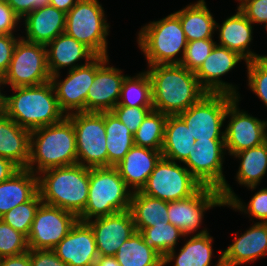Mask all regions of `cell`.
Masks as SVG:
<instances>
[{"label":"cell","mask_w":267,"mask_h":266,"mask_svg":"<svg viewBox=\"0 0 267 266\" xmlns=\"http://www.w3.org/2000/svg\"><path fill=\"white\" fill-rule=\"evenodd\" d=\"M108 167L116 166L134 146V135L111 111L105 112Z\"/></svg>","instance_id":"obj_33"},{"label":"cell","mask_w":267,"mask_h":266,"mask_svg":"<svg viewBox=\"0 0 267 266\" xmlns=\"http://www.w3.org/2000/svg\"><path fill=\"white\" fill-rule=\"evenodd\" d=\"M29 251L27 237L0 219V258Z\"/></svg>","instance_id":"obj_39"},{"label":"cell","mask_w":267,"mask_h":266,"mask_svg":"<svg viewBox=\"0 0 267 266\" xmlns=\"http://www.w3.org/2000/svg\"><path fill=\"white\" fill-rule=\"evenodd\" d=\"M26 37L24 40L47 45L65 32L66 13L53 6L35 9L24 17Z\"/></svg>","instance_id":"obj_25"},{"label":"cell","mask_w":267,"mask_h":266,"mask_svg":"<svg viewBox=\"0 0 267 266\" xmlns=\"http://www.w3.org/2000/svg\"><path fill=\"white\" fill-rule=\"evenodd\" d=\"M235 96L225 93H207L179 116L185 121L194 140L224 141L221 131L226 111Z\"/></svg>","instance_id":"obj_9"},{"label":"cell","mask_w":267,"mask_h":266,"mask_svg":"<svg viewBox=\"0 0 267 266\" xmlns=\"http://www.w3.org/2000/svg\"><path fill=\"white\" fill-rule=\"evenodd\" d=\"M168 115L152 110L134 135V145L161 151Z\"/></svg>","instance_id":"obj_36"},{"label":"cell","mask_w":267,"mask_h":266,"mask_svg":"<svg viewBox=\"0 0 267 266\" xmlns=\"http://www.w3.org/2000/svg\"><path fill=\"white\" fill-rule=\"evenodd\" d=\"M12 91L13 95H4V113L23 128L31 131L56 124L66 117L51 81L37 86L14 87Z\"/></svg>","instance_id":"obj_2"},{"label":"cell","mask_w":267,"mask_h":266,"mask_svg":"<svg viewBox=\"0 0 267 266\" xmlns=\"http://www.w3.org/2000/svg\"><path fill=\"white\" fill-rule=\"evenodd\" d=\"M46 47L47 66L51 76L61 73L59 72L61 68L70 67L68 70H72L89 63L96 57L87 46L65 32L49 42ZM82 59H85V64H76Z\"/></svg>","instance_id":"obj_24"},{"label":"cell","mask_w":267,"mask_h":266,"mask_svg":"<svg viewBox=\"0 0 267 266\" xmlns=\"http://www.w3.org/2000/svg\"><path fill=\"white\" fill-rule=\"evenodd\" d=\"M20 168L11 160L0 157V183L9 179Z\"/></svg>","instance_id":"obj_50"},{"label":"cell","mask_w":267,"mask_h":266,"mask_svg":"<svg viewBox=\"0 0 267 266\" xmlns=\"http://www.w3.org/2000/svg\"><path fill=\"white\" fill-rule=\"evenodd\" d=\"M153 110L166 115H179L197 103L207 92L198 82L195 72L180 64L148 66Z\"/></svg>","instance_id":"obj_1"},{"label":"cell","mask_w":267,"mask_h":266,"mask_svg":"<svg viewBox=\"0 0 267 266\" xmlns=\"http://www.w3.org/2000/svg\"><path fill=\"white\" fill-rule=\"evenodd\" d=\"M132 190L115 167L90 168L88 201L79 221L129 210Z\"/></svg>","instance_id":"obj_5"},{"label":"cell","mask_w":267,"mask_h":266,"mask_svg":"<svg viewBox=\"0 0 267 266\" xmlns=\"http://www.w3.org/2000/svg\"><path fill=\"white\" fill-rule=\"evenodd\" d=\"M117 105L129 107L153 106L151 81L146 71L134 77L126 75L121 86V95Z\"/></svg>","instance_id":"obj_35"},{"label":"cell","mask_w":267,"mask_h":266,"mask_svg":"<svg viewBox=\"0 0 267 266\" xmlns=\"http://www.w3.org/2000/svg\"><path fill=\"white\" fill-rule=\"evenodd\" d=\"M195 144L185 121L179 115H168L161 150L163 158L184 163L196 150Z\"/></svg>","instance_id":"obj_29"},{"label":"cell","mask_w":267,"mask_h":266,"mask_svg":"<svg viewBox=\"0 0 267 266\" xmlns=\"http://www.w3.org/2000/svg\"><path fill=\"white\" fill-rule=\"evenodd\" d=\"M89 175L90 168L80 164L40 172L37 175L38 192L42 203L79 217L88 201Z\"/></svg>","instance_id":"obj_4"},{"label":"cell","mask_w":267,"mask_h":266,"mask_svg":"<svg viewBox=\"0 0 267 266\" xmlns=\"http://www.w3.org/2000/svg\"><path fill=\"white\" fill-rule=\"evenodd\" d=\"M75 164H77L75 131L67 117L56 124L31 130L29 161L26 169L38 175L50 168Z\"/></svg>","instance_id":"obj_3"},{"label":"cell","mask_w":267,"mask_h":266,"mask_svg":"<svg viewBox=\"0 0 267 266\" xmlns=\"http://www.w3.org/2000/svg\"><path fill=\"white\" fill-rule=\"evenodd\" d=\"M30 133L5 113L0 114V157L11 160L19 168H27Z\"/></svg>","instance_id":"obj_26"},{"label":"cell","mask_w":267,"mask_h":266,"mask_svg":"<svg viewBox=\"0 0 267 266\" xmlns=\"http://www.w3.org/2000/svg\"><path fill=\"white\" fill-rule=\"evenodd\" d=\"M66 117L74 126L77 164L87 168L108 167L105 112H75Z\"/></svg>","instance_id":"obj_8"},{"label":"cell","mask_w":267,"mask_h":266,"mask_svg":"<svg viewBox=\"0 0 267 266\" xmlns=\"http://www.w3.org/2000/svg\"><path fill=\"white\" fill-rule=\"evenodd\" d=\"M196 150L189 154L185 167L201 186L220 190L226 204L234 195L223 174L224 141H196ZM225 151V152H224Z\"/></svg>","instance_id":"obj_11"},{"label":"cell","mask_w":267,"mask_h":266,"mask_svg":"<svg viewBox=\"0 0 267 266\" xmlns=\"http://www.w3.org/2000/svg\"><path fill=\"white\" fill-rule=\"evenodd\" d=\"M162 157L161 151L134 145L124 159L114 167L132 192H136L146 184Z\"/></svg>","instance_id":"obj_22"},{"label":"cell","mask_w":267,"mask_h":266,"mask_svg":"<svg viewBox=\"0 0 267 266\" xmlns=\"http://www.w3.org/2000/svg\"><path fill=\"white\" fill-rule=\"evenodd\" d=\"M78 217L61 208L41 203L27 237L30 250H53L70 232Z\"/></svg>","instance_id":"obj_13"},{"label":"cell","mask_w":267,"mask_h":266,"mask_svg":"<svg viewBox=\"0 0 267 266\" xmlns=\"http://www.w3.org/2000/svg\"><path fill=\"white\" fill-rule=\"evenodd\" d=\"M239 100L240 97H235L230 102L225 116L229 117V123L224 130V142L231 156L267 141V121L240 110Z\"/></svg>","instance_id":"obj_14"},{"label":"cell","mask_w":267,"mask_h":266,"mask_svg":"<svg viewBox=\"0 0 267 266\" xmlns=\"http://www.w3.org/2000/svg\"><path fill=\"white\" fill-rule=\"evenodd\" d=\"M200 187L185 165L162 157L140 192L171 202L192 196Z\"/></svg>","instance_id":"obj_12"},{"label":"cell","mask_w":267,"mask_h":266,"mask_svg":"<svg viewBox=\"0 0 267 266\" xmlns=\"http://www.w3.org/2000/svg\"><path fill=\"white\" fill-rule=\"evenodd\" d=\"M20 20L6 0H0V34H14Z\"/></svg>","instance_id":"obj_46"},{"label":"cell","mask_w":267,"mask_h":266,"mask_svg":"<svg viewBox=\"0 0 267 266\" xmlns=\"http://www.w3.org/2000/svg\"><path fill=\"white\" fill-rule=\"evenodd\" d=\"M245 64L249 88L267 107V58L254 59Z\"/></svg>","instance_id":"obj_41"},{"label":"cell","mask_w":267,"mask_h":266,"mask_svg":"<svg viewBox=\"0 0 267 266\" xmlns=\"http://www.w3.org/2000/svg\"><path fill=\"white\" fill-rule=\"evenodd\" d=\"M153 110V106L129 107L116 105L111 112L134 134L145 117Z\"/></svg>","instance_id":"obj_43"},{"label":"cell","mask_w":267,"mask_h":266,"mask_svg":"<svg viewBox=\"0 0 267 266\" xmlns=\"http://www.w3.org/2000/svg\"><path fill=\"white\" fill-rule=\"evenodd\" d=\"M53 251L68 266H94L99 256L91 226L79 220Z\"/></svg>","instance_id":"obj_19"},{"label":"cell","mask_w":267,"mask_h":266,"mask_svg":"<svg viewBox=\"0 0 267 266\" xmlns=\"http://www.w3.org/2000/svg\"><path fill=\"white\" fill-rule=\"evenodd\" d=\"M114 257L121 266H163V258L144 243L137 231L123 242Z\"/></svg>","instance_id":"obj_34"},{"label":"cell","mask_w":267,"mask_h":266,"mask_svg":"<svg viewBox=\"0 0 267 266\" xmlns=\"http://www.w3.org/2000/svg\"><path fill=\"white\" fill-rule=\"evenodd\" d=\"M137 39L148 66L180 64L187 46L180 19L175 13L141 27ZM180 53L182 56L176 58Z\"/></svg>","instance_id":"obj_6"},{"label":"cell","mask_w":267,"mask_h":266,"mask_svg":"<svg viewBox=\"0 0 267 266\" xmlns=\"http://www.w3.org/2000/svg\"><path fill=\"white\" fill-rule=\"evenodd\" d=\"M129 211L137 232L159 222H169L168 201L147 196L140 191L133 192Z\"/></svg>","instance_id":"obj_31"},{"label":"cell","mask_w":267,"mask_h":266,"mask_svg":"<svg viewBox=\"0 0 267 266\" xmlns=\"http://www.w3.org/2000/svg\"><path fill=\"white\" fill-rule=\"evenodd\" d=\"M38 192V176L20 168L0 183V218L19 204L29 201Z\"/></svg>","instance_id":"obj_28"},{"label":"cell","mask_w":267,"mask_h":266,"mask_svg":"<svg viewBox=\"0 0 267 266\" xmlns=\"http://www.w3.org/2000/svg\"><path fill=\"white\" fill-rule=\"evenodd\" d=\"M31 266H68L53 250H30Z\"/></svg>","instance_id":"obj_47"},{"label":"cell","mask_w":267,"mask_h":266,"mask_svg":"<svg viewBox=\"0 0 267 266\" xmlns=\"http://www.w3.org/2000/svg\"><path fill=\"white\" fill-rule=\"evenodd\" d=\"M0 266H31L30 249L19 255L0 258Z\"/></svg>","instance_id":"obj_49"},{"label":"cell","mask_w":267,"mask_h":266,"mask_svg":"<svg viewBox=\"0 0 267 266\" xmlns=\"http://www.w3.org/2000/svg\"><path fill=\"white\" fill-rule=\"evenodd\" d=\"M238 8L252 23L267 24V0H238Z\"/></svg>","instance_id":"obj_44"},{"label":"cell","mask_w":267,"mask_h":266,"mask_svg":"<svg viewBox=\"0 0 267 266\" xmlns=\"http://www.w3.org/2000/svg\"><path fill=\"white\" fill-rule=\"evenodd\" d=\"M46 45L33 43L20 37L15 46L3 85L11 88L37 86L49 82L51 75L47 66Z\"/></svg>","instance_id":"obj_10"},{"label":"cell","mask_w":267,"mask_h":266,"mask_svg":"<svg viewBox=\"0 0 267 266\" xmlns=\"http://www.w3.org/2000/svg\"><path fill=\"white\" fill-rule=\"evenodd\" d=\"M216 31L219 32L220 40L216 44L237 52L245 59V62L267 58V55H258L250 50L253 25L238 7L236 14L224 20L221 27L216 22Z\"/></svg>","instance_id":"obj_23"},{"label":"cell","mask_w":267,"mask_h":266,"mask_svg":"<svg viewBox=\"0 0 267 266\" xmlns=\"http://www.w3.org/2000/svg\"><path fill=\"white\" fill-rule=\"evenodd\" d=\"M223 266L254 262L267 254V222L254 223L245 233L234 237V243L222 251Z\"/></svg>","instance_id":"obj_21"},{"label":"cell","mask_w":267,"mask_h":266,"mask_svg":"<svg viewBox=\"0 0 267 266\" xmlns=\"http://www.w3.org/2000/svg\"><path fill=\"white\" fill-rule=\"evenodd\" d=\"M98 0H79L66 14L65 33L87 46L96 56H109V24Z\"/></svg>","instance_id":"obj_7"},{"label":"cell","mask_w":267,"mask_h":266,"mask_svg":"<svg viewBox=\"0 0 267 266\" xmlns=\"http://www.w3.org/2000/svg\"><path fill=\"white\" fill-rule=\"evenodd\" d=\"M212 241L207 229H203L188 239L176 254L175 249L169 251L163 258V266L175 260L174 266H210L212 260ZM214 266H223L222 251Z\"/></svg>","instance_id":"obj_27"},{"label":"cell","mask_w":267,"mask_h":266,"mask_svg":"<svg viewBox=\"0 0 267 266\" xmlns=\"http://www.w3.org/2000/svg\"><path fill=\"white\" fill-rule=\"evenodd\" d=\"M233 156L241 160L236 181L254 190L267 170V141L259 146L235 153Z\"/></svg>","instance_id":"obj_32"},{"label":"cell","mask_w":267,"mask_h":266,"mask_svg":"<svg viewBox=\"0 0 267 266\" xmlns=\"http://www.w3.org/2000/svg\"><path fill=\"white\" fill-rule=\"evenodd\" d=\"M96 240L99 256H114L124 241L136 231L129 210L87 221Z\"/></svg>","instance_id":"obj_20"},{"label":"cell","mask_w":267,"mask_h":266,"mask_svg":"<svg viewBox=\"0 0 267 266\" xmlns=\"http://www.w3.org/2000/svg\"><path fill=\"white\" fill-rule=\"evenodd\" d=\"M108 59V56H97V72L86 97V112H109L119 102L126 76L121 69L108 66Z\"/></svg>","instance_id":"obj_17"},{"label":"cell","mask_w":267,"mask_h":266,"mask_svg":"<svg viewBox=\"0 0 267 266\" xmlns=\"http://www.w3.org/2000/svg\"><path fill=\"white\" fill-rule=\"evenodd\" d=\"M225 206L220 190L201 186L192 196L168 202L169 222L185 236L200 228L205 211Z\"/></svg>","instance_id":"obj_15"},{"label":"cell","mask_w":267,"mask_h":266,"mask_svg":"<svg viewBox=\"0 0 267 266\" xmlns=\"http://www.w3.org/2000/svg\"><path fill=\"white\" fill-rule=\"evenodd\" d=\"M19 38L14 34H0V78L8 71Z\"/></svg>","instance_id":"obj_45"},{"label":"cell","mask_w":267,"mask_h":266,"mask_svg":"<svg viewBox=\"0 0 267 266\" xmlns=\"http://www.w3.org/2000/svg\"><path fill=\"white\" fill-rule=\"evenodd\" d=\"M94 266H121L114 256H98Z\"/></svg>","instance_id":"obj_52"},{"label":"cell","mask_w":267,"mask_h":266,"mask_svg":"<svg viewBox=\"0 0 267 266\" xmlns=\"http://www.w3.org/2000/svg\"><path fill=\"white\" fill-rule=\"evenodd\" d=\"M139 233L142 235L144 243L154 249L162 258L176 248L179 238L186 237L170 222H159L153 227L144 228Z\"/></svg>","instance_id":"obj_37"},{"label":"cell","mask_w":267,"mask_h":266,"mask_svg":"<svg viewBox=\"0 0 267 266\" xmlns=\"http://www.w3.org/2000/svg\"><path fill=\"white\" fill-rule=\"evenodd\" d=\"M97 72V56L89 63L68 70L64 80H58L60 73L51 76L60 109L69 115L75 112H86V97L89 87Z\"/></svg>","instance_id":"obj_16"},{"label":"cell","mask_w":267,"mask_h":266,"mask_svg":"<svg viewBox=\"0 0 267 266\" xmlns=\"http://www.w3.org/2000/svg\"><path fill=\"white\" fill-rule=\"evenodd\" d=\"M245 59L237 52L216 44L203 64L195 72L199 84L207 93H225L239 97L237 87L226 83L221 76L234 69Z\"/></svg>","instance_id":"obj_18"},{"label":"cell","mask_w":267,"mask_h":266,"mask_svg":"<svg viewBox=\"0 0 267 266\" xmlns=\"http://www.w3.org/2000/svg\"><path fill=\"white\" fill-rule=\"evenodd\" d=\"M215 45L216 42L212 38L187 42L180 65L189 71L196 72Z\"/></svg>","instance_id":"obj_40"},{"label":"cell","mask_w":267,"mask_h":266,"mask_svg":"<svg viewBox=\"0 0 267 266\" xmlns=\"http://www.w3.org/2000/svg\"><path fill=\"white\" fill-rule=\"evenodd\" d=\"M79 0H50L49 5L68 13Z\"/></svg>","instance_id":"obj_51"},{"label":"cell","mask_w":267,"mask_h":266,"mask_svg":"<svg viewBox=\"0 0 267 266\" xmlns=\"http://www.w3.org/2000/svg\"><path fill=\"white\" fill-rule=\"evenodd\" d=\"M6 2L14 13L22 19L35 9L48 6L50 0H6Z\"/></svg>","instance_id":"obj_48"},{"label":"cell","mask_w":267,"mask_h":266,"mask_svg":"<svg viewBox=\"0 0 267 266\" xmlns=\"http://www.w3.org/2000/svg\"><path fill=\"white\" fill-rule=\"evenodd\" d=\"M187 42L210 39L216 30V21L209 11L205 0L190 3L183 9L176 11Z\"/></svg>","instance_id":"obj_30"},{"label":"cell","mask_w":267,"mask_h":266,"mask_svg":"<svg viewBox=\"0 0 267 266\" xmlns=\"http://www.w3.org/2000/svg\"><path fill=\"white\" fill-rule=\"evenodd\" d=\"M225 206L247 213L260 220L259 222H267V188H262L255 193L247 205L243 204L235 194Z\"/></svg>","instance_id":"obj_42"},{"label":"cell","mask_w":267,"mask_h":266,"mask_svg":"<svg viewBox=\"0 0 267 266\" xmlns=\"http://www.w3.org/2000/svg\"><path fill=\"white\" fill-rule=\"evenodd\" d=\"M42 203L39 192L29 201L19 204L1 216V220L28 237L36 210Z\"/></svg>","instance_id":"obj_38"},{"label":"cell","mask_w":267,"mask_h":266,"mask_svg":"<svg viewBox=\"0 0 267 266\" xmlns=\"http://www.w3.org/2000/svg\"><path fill=\"white\" fill-rule=\"evenodd\" d=\"M3 85V81L2 78H0V88ZM4 95L3 93H1V89H0V114L4 113Z\"/></svg>","instance_id":"obj_53"}]
</instances>
